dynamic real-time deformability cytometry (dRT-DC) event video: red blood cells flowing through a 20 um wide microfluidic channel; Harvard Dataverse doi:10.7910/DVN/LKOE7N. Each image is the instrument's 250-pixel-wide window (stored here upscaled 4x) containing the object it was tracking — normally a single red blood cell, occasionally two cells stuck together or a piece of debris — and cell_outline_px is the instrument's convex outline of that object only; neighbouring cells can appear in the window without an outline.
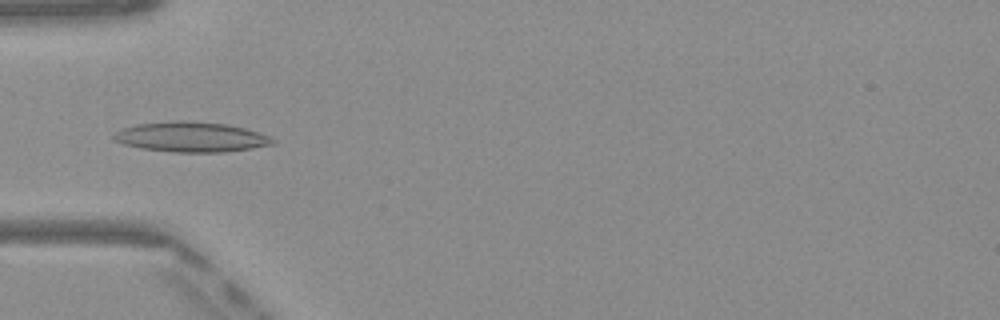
{"species": "Egyptian fruit bat (a non-hibernating species)", "species_latin": "Rousettus aegyptiacus", "temperature_condition": "warm", "stored_images_in_passage": 48, "camera_frame_rate_fps": 3000, "um_per_image_px": 0.085, "frame": {"image": 1, "passage_image": 15, "time_ms": 4.667, "image_size_px": [1000, 320], "cell_outline_px": [[276, 144], [252, 148], [224, 152], [172, 152], [140, 148], [124, 144], [116, 140], [112, 136], [112, 132], [136, 124], [180, 120], [224, 124], [244, 128], [268, 136], [276, 140]], "centroid_in_image_um": [16.23, 11.65], "position_along_channel_um": 68.8, "area_um2": 27.69}}
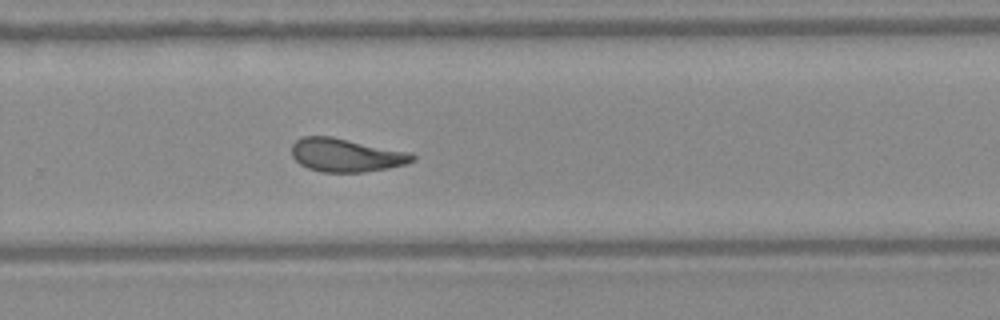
{"frame": {"image": 2, "passage_image": 32, "time_ms": 10.333, "image_size_px": [1000, 320], "cell_outline_px": [[416, 160], [408, 164], [388, 168], [364, 172], [320, 172], [308, 168], [300, 164], [292, 156], [292, 144], [296, 140], [304, 136], [332, 136], [412, 152], [416, 156]], "centroid_in_image_um": [29.46, 13.18], "position_along_channel_um": 300.3, "area_um2": 23.81}}
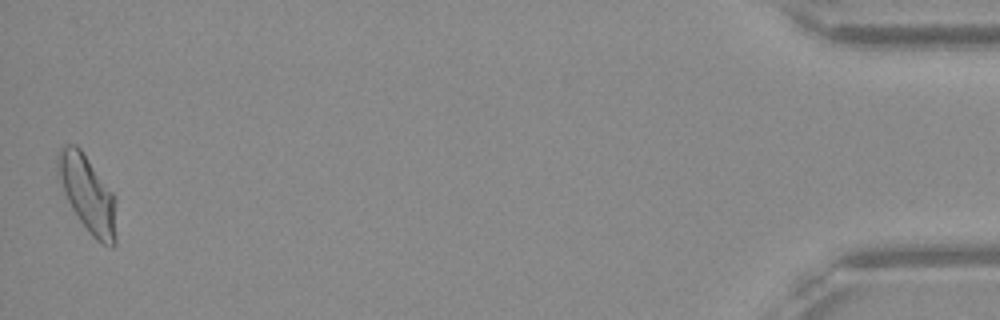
{"frame": {"image": 3, "passage_image": 48, "time_ms": 15.667, "image_size_px": [1000, 320], "cell_outline_px": [[116, 244], [112, 248], [108, 248], [100, 244], [88, 232], [72, 208], [56, 176], [56, 152], [64, 144], [76, 144], [80, 148], [112, 192], [116, 200]], "centroid_in_image_um": [7.43, 16.5], "position_along_channel_um": 427.8, "area_um2": 26.53}, "authors_computed_cell_mechanics": {"area_um2": 24.276, "velocity_mm_per_s": 4.0834, "shape_relaxation_time_tau1_ms": null, "shape_relaxation_time_tau2_ms": 2.0763, "deformation_change_tau1": null, "deformation_change_tau2": 0.0886}}